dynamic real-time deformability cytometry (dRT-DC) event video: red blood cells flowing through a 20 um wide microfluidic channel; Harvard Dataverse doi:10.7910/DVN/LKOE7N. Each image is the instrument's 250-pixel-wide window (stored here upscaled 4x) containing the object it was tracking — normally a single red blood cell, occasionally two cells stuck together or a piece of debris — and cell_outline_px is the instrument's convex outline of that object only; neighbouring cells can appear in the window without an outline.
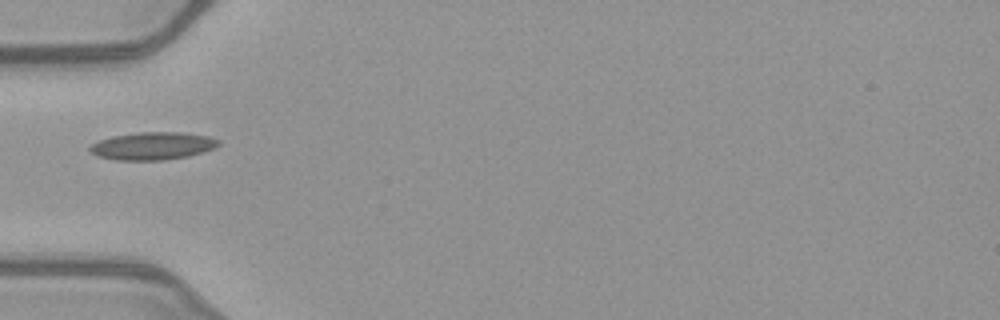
{"species": "common noctule bat (a hibernating species)", "species_latin": "Nyctalus noctula", "temperature_condition": "warm", "stored_images_in_passage": 35, "camera_frame_rate_fps": 3000, "um_per_image_px": 0.085, "animal": {"sex": "female", "body_mass_g": 21.9}, "frame": {"image": 1, "passage_image": 1, "time_ms": 0.0, "image_size_px": [1000, 320], "cell_outline_px": [[220, 144], [212, 148], [188, 156], [160, 160], [116, 160], [96, 156], [88, 148], [92, 144], [100, 140], [112, 136], [140, 132], [184, 132], [208, 136], [220, 140]], "centroid_in_image_um": [12.96, 12.4], "position_along_channel_um": 72.0, "area_um2": 20.58}}
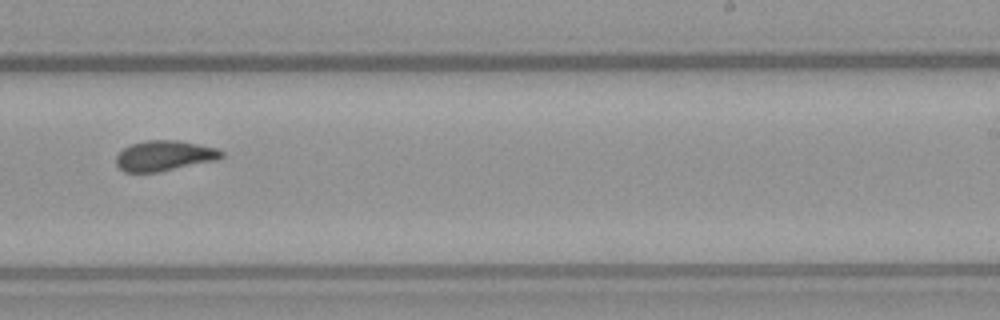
{"frame": {"image": 2, "passage_image": 16, "time_ms": 5.0, "image_size_px": [1000, 320], "cell_outline_px": [[224, 156], [216, 160], [160, 172], [124, 172], [116, 164], [116, 156], [124, 148], [132, 144], [148, 140], [176, 140], [216, 148], [224, 152]], "centroid_in_image_um": [13.97, 13.25], "position_along_channel_um": 275.0, "area_um2": 18.5}}
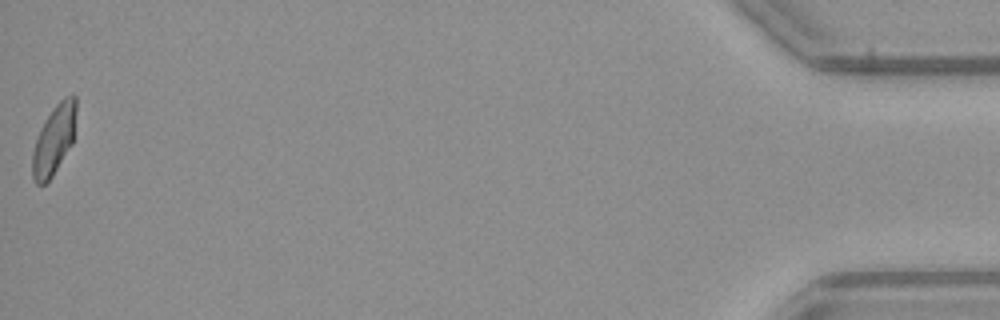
{"frame": {"image": 3, "passage_image": 35, "time_ms": 11.333, "image_size_px": [1000, 320], "cell_outline_px": [[76, 112], [72, 144], [52, 176], [44, 184], [36, 184], [32, 176], [32, 152], [36, 140], [44, 120], [56, 104], [64, 96], [76, 96]], "centroid_in_image_um": [4.58, 11.87], "position_along_channel_um": 430.6, "area_um2": 17.51}, "authors_computed_cell_mechanics": {"area_um2": 18.4382, "velocity_mm_per_s": 4.0454, "shape_relaxation_time_tau1_ms": null, "shape_relaxation_time_tau2_ms": 1.3985, "deformation_change_tau1": null, "deformation_change_tau2": 0.0708}}